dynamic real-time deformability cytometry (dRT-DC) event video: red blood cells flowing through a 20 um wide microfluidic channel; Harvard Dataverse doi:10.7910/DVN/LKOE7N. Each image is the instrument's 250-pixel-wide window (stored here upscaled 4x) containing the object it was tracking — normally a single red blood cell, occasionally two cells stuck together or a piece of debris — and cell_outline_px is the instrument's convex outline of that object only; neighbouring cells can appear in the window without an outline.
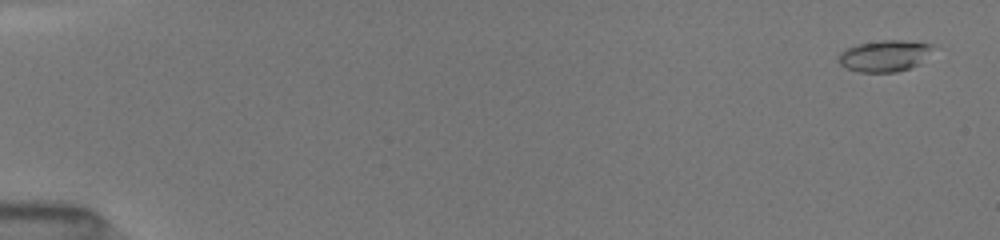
{"species": "common noctule bat (a hibernating species)", "species_latin": "Nyctalus noctula", "temperature_condition": "room temperature", "stored_images_in_passage": 12, "camera_frame_rate_fps": 3000, "um_per_image_px": 0.085, "animal": {"sex": "female", "body_mass_g": 19.5, "forearm_length_mm": 54.1}, "frame": {"image": 1, "passage_image": 1, "time_ms": 0.0, "image_size_px": [1000, 240], "cell_outline_px": [[932, 44], [920, 64], [896, 72], [860, 72], [844, 68], [840, 64], [840, 52], [844, 48], [856, 44], [880, 40], [900, 40]], "centroid_in_image_um": [75.1, 4.75], "position_along_channel_um": 9.9, "area_um2": 16.99}}
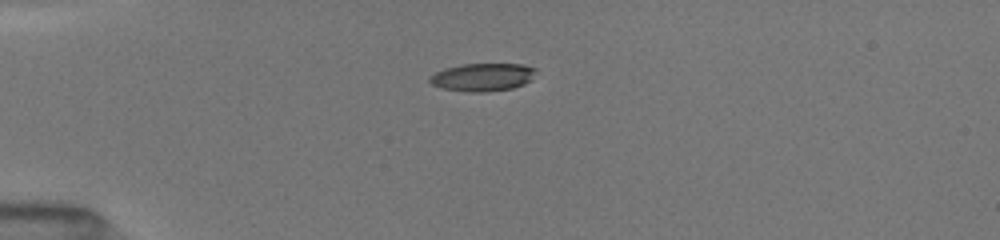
{"frame": {"image": 2, "passage_image": 6, "time_ms": 4.0, "image_size_px": [1000, 240], "cell_outline_px": [[536, 68], [528, 80], [524, 84], [512, 88], [484, 92], [472, 92], [440, 88], [432, 84], [428, 80], [428, 76], [444, 68], [460, 64], [524, 64]], "centroid_in_image_um": [40.95, 6.55], "position_along_channel_um": 44.1, "area_um2": 17.17}}
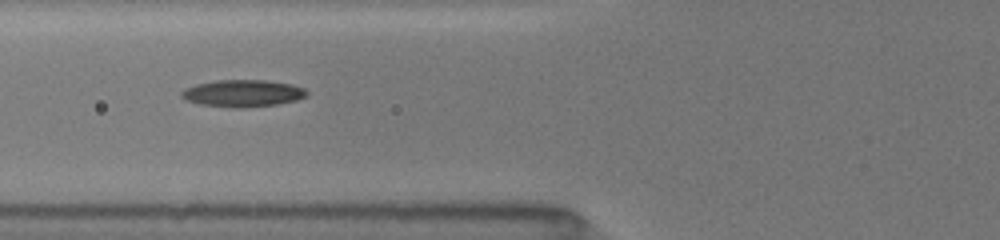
{"frame": {"image": 3, "passage_image": 11, "time_ms": 6.333, "image_size_px": [1000, 240], "cell_outline_px": [[308, 96], [296, 100], [276, 104], [244, 108], [232, 108], [200, 104], [184, 100], [180, 96], [180, 92], [184, 88], [196, 84], [216, 80], [264, 80], [292, 84], [304, 88], [308, 92]], "centroid_in_image_um": [20.61, 7.93], "position_along_channel_um": 105.2, "area_um2": 19.94}}